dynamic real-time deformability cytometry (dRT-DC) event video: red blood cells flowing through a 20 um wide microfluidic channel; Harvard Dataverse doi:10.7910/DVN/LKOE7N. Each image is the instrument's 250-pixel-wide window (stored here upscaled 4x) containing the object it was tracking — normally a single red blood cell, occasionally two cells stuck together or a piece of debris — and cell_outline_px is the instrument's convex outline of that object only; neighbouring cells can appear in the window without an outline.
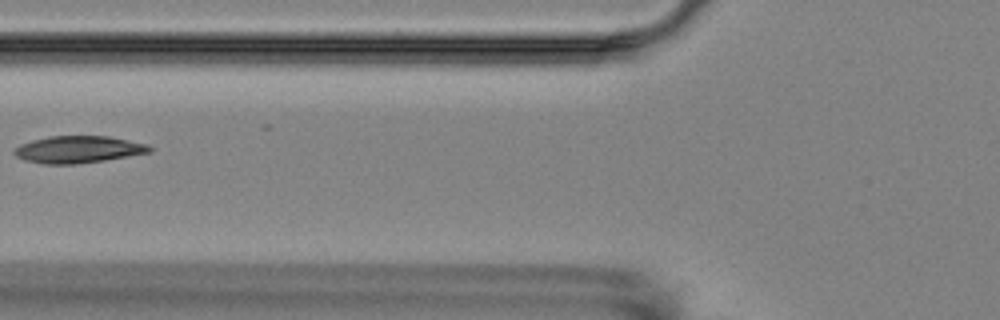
{"species": "Egyptian fruit bat (a non-hibernating species)", "species_latin": "Rousettus aegyptiacus", "temperature_condition": "room temperature", "stored_images_in_passage": 3, "camera_frame_rate_fps": 3000, "um_per_image_px": 0.085, "animal": {"sex": "female"}, "frame": {"image": 1, "passage_image": 2, "time_ms": 1.333, "image_size_px": [1000, 320], "cell_outline_px": [[152, 152], [104, 160], [76, 164], [44, 164], [24, 160], [16, 156], [12, 152], [12, 148], [20, 144], [32, 140], [52, 136], [108, 136], [148, 144], [152, 148]], "centroid_in_image_um": [6.62, 12.7], "position_along_channel_um": 119.2, "area_um2": 21.39}}
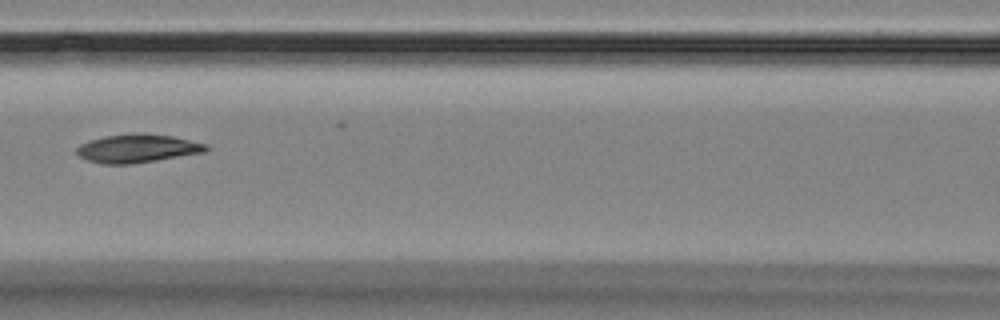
{"frame": {"image": 2, "passage_image": 3, "time_ms": 2.333, "image_size_px": [1000, 320], "cell_outline_px": [[208, 148], [204, 152], [132, 164], [100, 164], [88, 160], [80, 156], [76, 152], [76, 148], [80, 144], [104, 136], [132, 132], [140, 132], [172, 136], [208, 144]], "centroid_in_image_um": [11.66, 12.6], "position_along_channel_um": 154.9, "area_um2": 21.44}}